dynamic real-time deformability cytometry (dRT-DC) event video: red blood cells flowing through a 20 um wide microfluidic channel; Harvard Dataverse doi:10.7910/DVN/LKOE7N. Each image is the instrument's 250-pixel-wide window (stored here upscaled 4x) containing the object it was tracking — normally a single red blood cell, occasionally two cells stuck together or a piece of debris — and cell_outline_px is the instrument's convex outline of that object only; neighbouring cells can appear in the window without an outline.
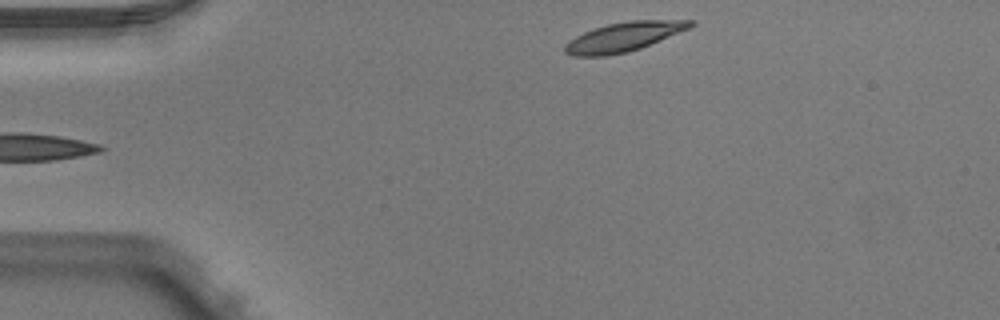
{"species": "Egyptian fruit bat (a non-hibernating species)", "species_latin": "Rousettus aegyptiacus", "temperature_condition": "warm", "stored_images_in_passage": 4, "segment_of_instrument_passage": [2, 2], "camera_frame_rate_fps": 3000, "um_per_image_px": 0.085, "animal": {"sex": "male"}, "frame": {"image": 1, "passage_image": 4, "time_ms": 1.0, "image_size_px": [1000, 320], "cell_outline_px": [[696, 24], [688, 28], [640, 48], [628, 52], [608, 56], [572, 56], [564, 52], [564, 44], [568, 40], [592, 28], [608, 24], [628, 20], [696, 20]], "centroid_in_image_um": [52.96, 3.13], "position_along_channel_um": 32.0, "area_um2": 21.39}}